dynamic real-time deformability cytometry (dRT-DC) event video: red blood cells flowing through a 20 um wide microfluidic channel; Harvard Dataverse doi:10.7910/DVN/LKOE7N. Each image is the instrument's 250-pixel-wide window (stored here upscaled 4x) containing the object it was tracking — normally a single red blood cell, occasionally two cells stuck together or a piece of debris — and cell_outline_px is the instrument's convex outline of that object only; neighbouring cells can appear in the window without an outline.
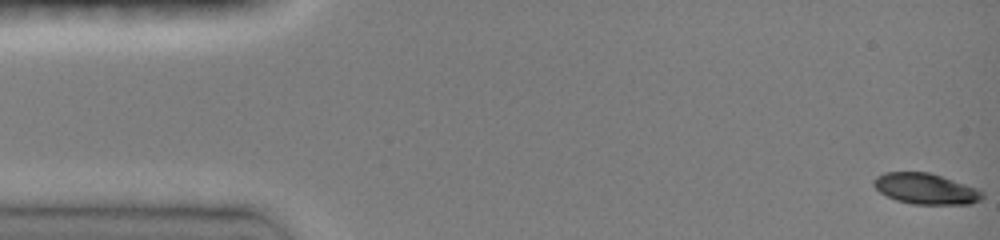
{"species": "common noctule bat (a hibernating species)", "species_latin": "Nyctalus noctula", "temperature_condition": "room temperature", "stored_images_in_passage": 42, "camera_frame_rate_fps": 3000, "um_per_image_px": 0.085, "animal": {"sex": "female", "body_mass_g": 19.0, "forearm_length_mm": 51.5}, "frame": {"image": 1, "passage_image": 1, "time_ms": 0.0, "image_size_px": [1000, 240], "cell_outline_px": [[984, 196], [980, 200], [968, 204], [912, 204], [896, 200], [880, 192], [872, 184], [872, 180], [876, 176], [884, 172], [928, 172], [976, 188], [984, 192]], "centroid_in_image_um": [78.65, 16.04], "position_along_channel_um": 6.4, "area_um2": 19.36}}
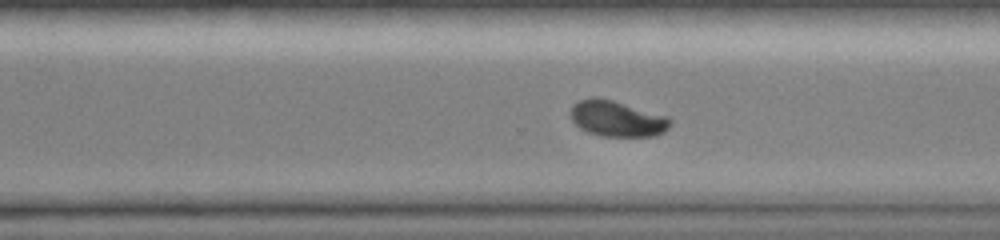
{"frame": {"image": 2, "passage_image": 31, "time_ms": 10.667, "image_size_px": [1000, 240], "cell_outline_px": [[672, 124], [664, 132], [656, 136], [604, 136], [588, 132], [580, 128], [568, 116], [572, 104], [580, 100], [592, 96], [612, 100], [668, 116], [672, 120]], "centroid_in_image_um": [52.44, 10.08], "position_along_channel_um": 318.2, "area_um2": 20.98}}
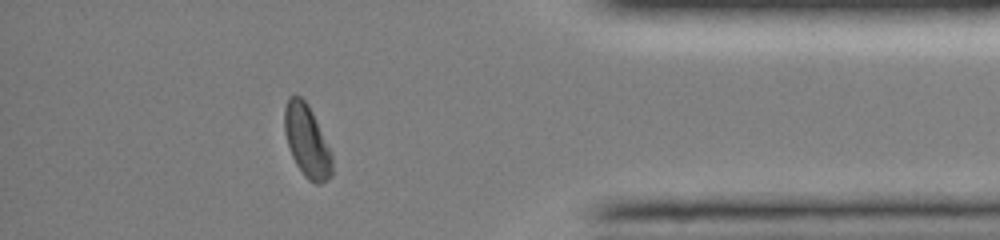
{"frame": {"image": 3, "passage_image": 39, "time_ms": 13.333, "image_size_px": [1000, 240], "cell_outline_px": [[332, 176], [328, 180], [320, 184], [316, 184], [308, 180], [304, 176], [296, 164], [292, 156], [284, 132], [284, 108], [288, 96], [300, 96], [308, 104], [312, 112], [332, 156]], "centroid_in_image_um": [26.07, 12.01], "position_along_channel_um": 409.1, "area_um2": 19.88}, "authors_computed_cell_mechanics": {"area_um2": 20.9814, "velocity_mm_per_s": 4.1168, "shape_relaxation_time_tau1_ms": 2.5618, "shape_relaxation_time_tau2_ms": null, "deformation_change_tau1": 0.1361, "deformation_change_tau2": null}}